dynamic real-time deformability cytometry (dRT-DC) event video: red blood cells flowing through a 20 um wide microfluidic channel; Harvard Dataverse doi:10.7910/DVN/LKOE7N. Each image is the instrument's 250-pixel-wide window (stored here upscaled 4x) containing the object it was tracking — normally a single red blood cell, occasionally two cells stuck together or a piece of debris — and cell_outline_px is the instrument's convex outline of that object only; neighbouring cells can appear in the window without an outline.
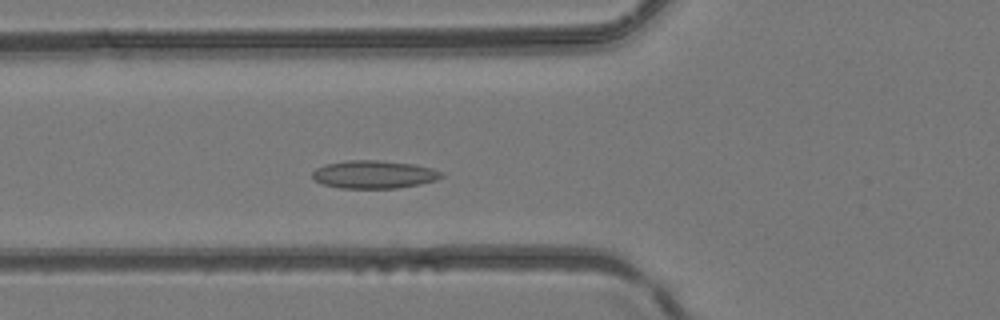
{"species": "common noctule bat (a hibernating species)", "species_latin": "Nyctalus noctula", "temperature_condition": "room temperature", "stored_images_in_passage": 40, "camera_frame_rate_fps": 3000, "um_per_image_px": 0.085, "animal": {"sex": "female", "body_mass_g": 24.6, "forearm_length_mm": 56.2}, "frame": {"image": 1, "passage_image": 10, "time_ms": 3.0, "image_size_px": [1000, 320], "cell_outline_px": [[444, 176], [436, 180], [420, 184], [396, 188], [340, 188], [324, 184], [316, 180], [312, 176], [312, 172], [316, 168], [324, 164], [348, 160], [380, 160], [416, 164], [432, 168], [440, 172]], "centroid_in_image_um": [31.79, 14.82], "position_along_channel_um": 94.0, "area_um2": 21.04}}
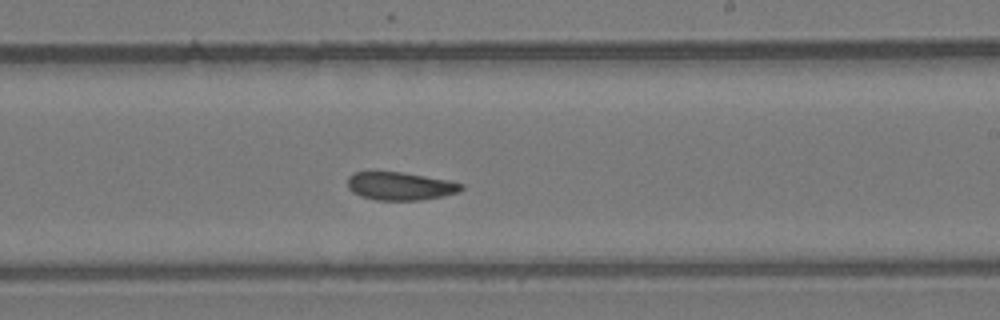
{"frame": {"image": 2, "passage_image": 21, "time_ms": 6.667, "image_size_px": [1000, 320], "cell_outline_px": [[464, 188], [460, 192], [444, 196], [420, 200], [376, 200], [360, 196], [352, 192], [348, 188], [348, 176], [352, 172], [404, 172], [448, 180], [464, 184]], "centroid_in_image_um": [34.03, 15.82], "position_along_channel_um": 255.0, "area_um2": 18.79}}
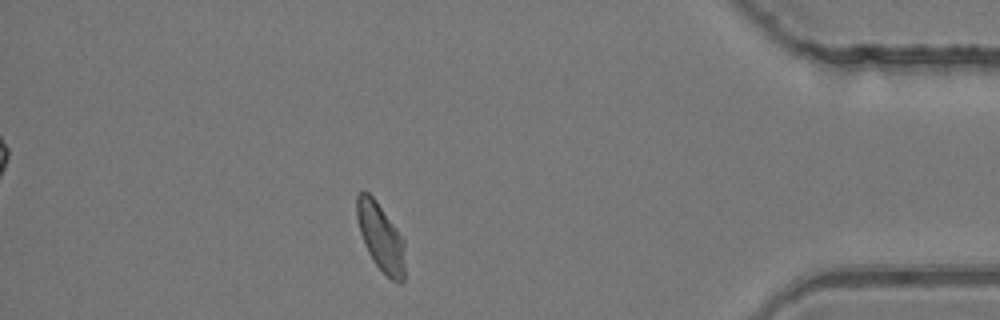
{"frame": {"image": 3, "passage_image": 34, "time_ms": 11.0, "image_size_px": [1000, 320], "cell_outline_px": [[404, 280], [400, 284], [392, 280], [372, 260], [368, 252], [360, 232], [356, 216], [356, 196], [364, 188], [376, 200], [396, 228], [404, 240]], "centroid_in_image_um": [32.34, 20.13], "position_along_channel_um": 402.9, "area_um2": 18.96}}